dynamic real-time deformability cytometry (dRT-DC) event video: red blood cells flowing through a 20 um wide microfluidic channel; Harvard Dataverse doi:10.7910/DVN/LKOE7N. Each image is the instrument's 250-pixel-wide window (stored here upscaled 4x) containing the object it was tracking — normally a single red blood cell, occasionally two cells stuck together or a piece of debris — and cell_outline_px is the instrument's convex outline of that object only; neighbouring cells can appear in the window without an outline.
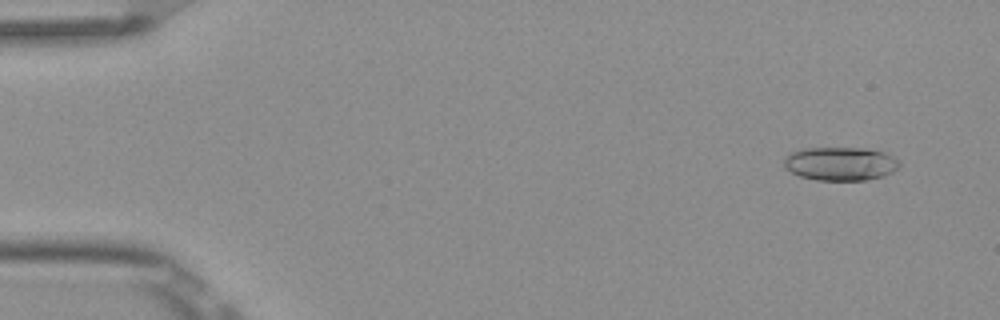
{"species": "Egyptian fruit bat (a non-hibernating species)", "species_latin": "Rousettus aegyptiacus", "temperature_condition": "room temperature", "stored_images_in_passage": 7, "camera_frame_rate_fps": 3000, "um_per_image_px": 0.085, "frame": {"image": 1, "passage_image": 1, "time_ms": 0.0, "image_size_px": [1000, 320], "cell_outline_px": [[900, 168], [884, 176], [864, 180], [816, 180], [800, 176], [784, 168], [784, 160], [792, 152], [800, 148], [864, 148], [888, 152], [900, 160]], "centroid_in_image_um": [71.49, 13.91], "position_along_channel_um": 13.5, "area_um2": 22.83}}
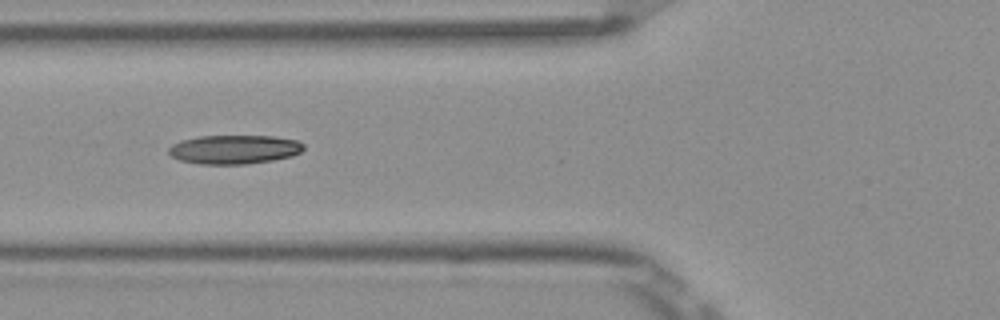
{"frame": {"image": 2, "passage_image": 5, "time_ms": 1.333, "image_size_px": [1000, 320], "cell_outline_px": [[304, 148], [300, 152], [292, 156], [272, 160], [248, 164], [200, 164], [180, 160], [172, 156], [168, 152], [168, 148], [172, 144], [180, 140], [200, 136], [272, 136], [296, 140], [304, 144]], "centroid_in_image_um": [19.9, 12.7], "position_along_channel_um": 105.9, "area_um2": 22.77}}
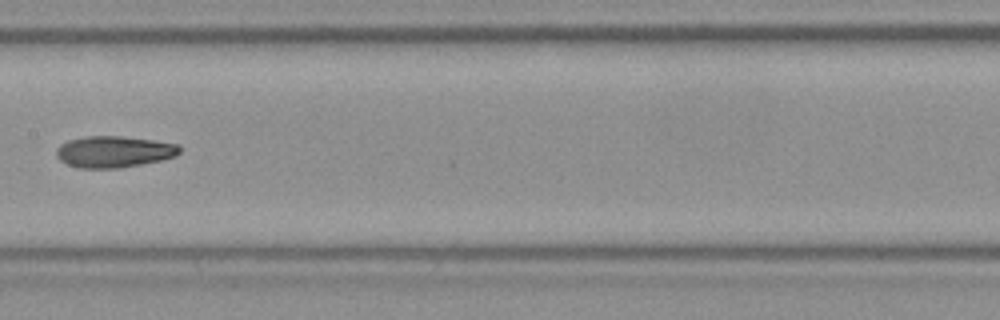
{"frame": {"image": 3, "passage_image": 7, "time_ms": 2.0, "image_size_px": [1000, 320], "cell_outline_px": [[180, 152], [176, 156], [160, 160], [120, 168], [80, 168], [68, 164], [60, 160], [56, 156], [56, 148], [60, 144], [68, 140], [84, 136], [120, 136], [152, 140], [180, 144]], "centroid_in_image_um": [9.67, 12.89], "position_along_channel_um": 197.7, "area_um2": 22.6}}